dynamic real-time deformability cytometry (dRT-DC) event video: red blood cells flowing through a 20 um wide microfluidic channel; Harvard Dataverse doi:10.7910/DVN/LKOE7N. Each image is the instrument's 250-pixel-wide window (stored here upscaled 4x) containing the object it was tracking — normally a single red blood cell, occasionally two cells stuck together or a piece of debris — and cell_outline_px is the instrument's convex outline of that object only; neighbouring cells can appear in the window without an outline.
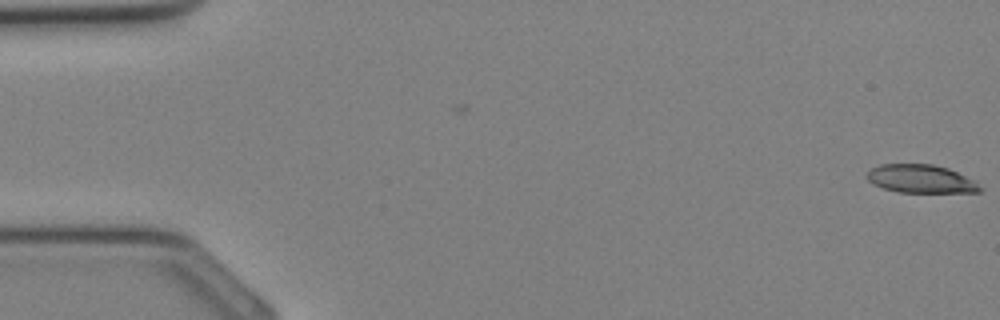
{"species": "Egyptian fruit bat (a non-hibernating species)", "species_latin": "Rousettus aegyptiacus", "temperature_condition": "cold", "stored_images_in_passage": 9, "camera_frame_rate_fps": 3000, "um_per_image_px": 0.085, "animal": {"sex": "female"}, "frame": {"image": 1, "passage_image": 1, "time_ms": 0.0, "image_size_px": [1000, 320], "cell_outline_px": [[984, 188], [980, 192], [896, 192], [872, 184], [864, 176], [872, 168], [880, 164], [932, 164], [948, 168], [976, 180]], "centroid_in_image_um": [78.3, 15.2], "position_along_channel_um": 6.7, "area_um2": 18.84}}